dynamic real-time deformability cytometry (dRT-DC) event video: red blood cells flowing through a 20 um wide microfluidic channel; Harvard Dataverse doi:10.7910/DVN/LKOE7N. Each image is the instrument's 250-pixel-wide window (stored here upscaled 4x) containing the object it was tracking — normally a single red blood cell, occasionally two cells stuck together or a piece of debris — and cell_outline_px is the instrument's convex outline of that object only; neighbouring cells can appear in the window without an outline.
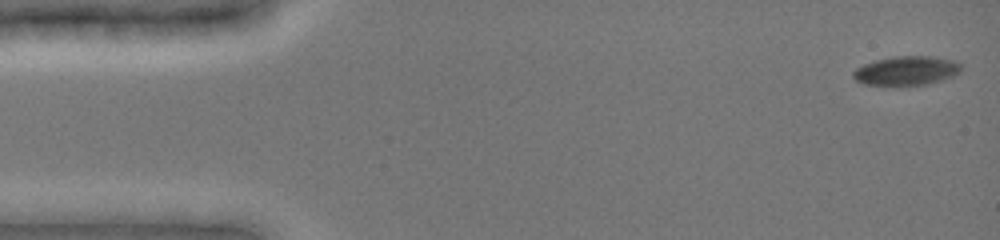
{"species": "common noctule bat (a hibernating species)", "species_latin": "Nyctalus noctula", "temperature_condition": "cold", "stored_images_in_passage": 48, "camera_frame_rate_fps": 3000, "um_per_image_px": 0.085, "animal": {"sex": "female", "body_mass_g": 19.0, "forearm_length_mm": 51.5}, "frame": {"image": 1, "passage_image": 1, "time_ms": 0.0, "image_size_px": [1000, 240], "cell_outline_px": [[960, 72], [952, 76], [928, 84], [892, 88], [864, 84], [856, 80], [852, 76], [852, 72], [856, 68], [864, 64], [876, 60], [892, 56], [932, 56], [956, 60], [960, 64]], "centroid_in_image_um": [77.0, 6.04], "position_along_channel_um": 8.0, "area_um2": 18.96}}
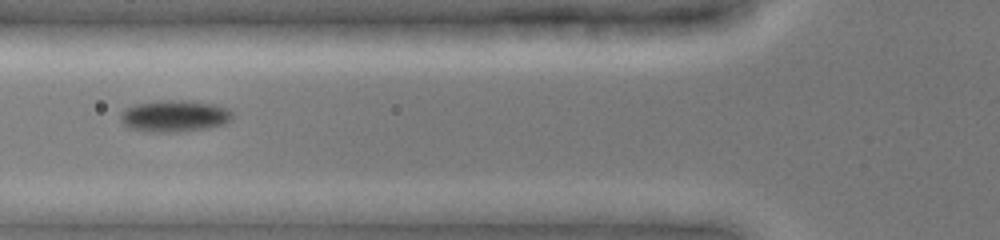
{"frame": {"image": 2, "passage_image": 18, "time_ms": 5.667, "image_size_px": [1000, 240], "cell_outline_px": [[232, 120], [224, 124], [208, 128], [176, 132], [148, 132], [128, 128], [120, 120], [120, 112], [124, 108], [136, 104], [160, 100], [188, 100], [216, 104], [228, 108], [232, 112]], "centroid_in_image_um": [14.82, 9.86], "position_along_channel_um": 111.0, "area_um2": 21.04}}
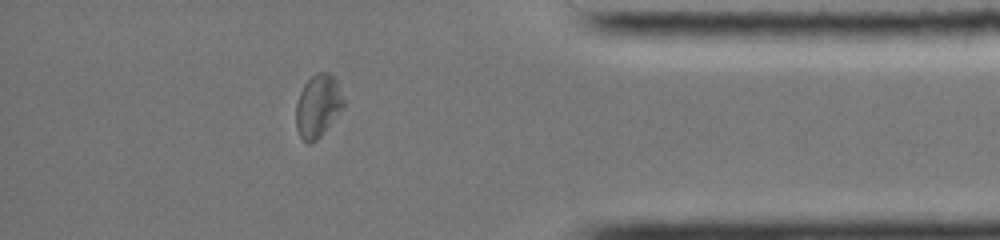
{"frame": {"image": 3, "passage_image": 42, "time_ms": 13.667, "image_size_px": [1000, 240], "cell_outline_px": [[344, 108], [324, 132], [316, 140], [308, 144], [300, 136], [296, 128], [296, 104], [300, 92], [304, 84], [316, 72], [328, 72], [336, 80], [344, 100]], "centroid_in_image_um": [27.03, 9.01], "position_along_channel_um": 408.2, "area_um2": 17.34}}